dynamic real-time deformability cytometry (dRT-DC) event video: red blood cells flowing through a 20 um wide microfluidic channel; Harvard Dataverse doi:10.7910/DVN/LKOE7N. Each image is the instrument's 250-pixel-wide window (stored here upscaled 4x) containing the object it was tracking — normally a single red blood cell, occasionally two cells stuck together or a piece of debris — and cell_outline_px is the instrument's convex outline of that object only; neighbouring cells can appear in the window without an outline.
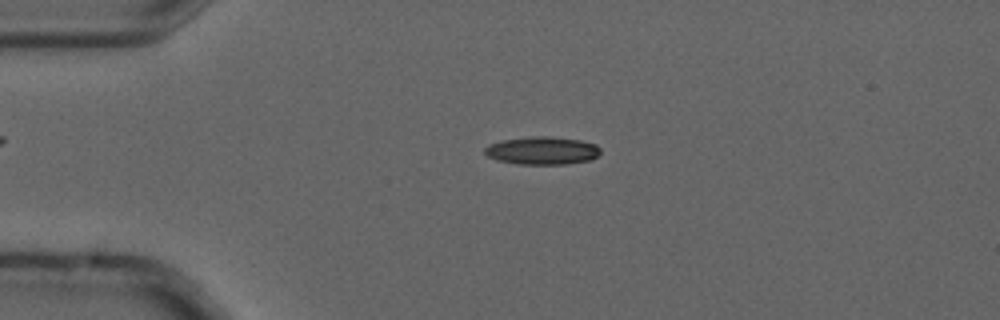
{"species": "common noctule bat (a hibernating species)", "species_latin": "Nyctalus noctula", "temperature_condition": "cold", "stored_images_in_passage": 4, "camera_frame_rate_fps": 3000, "um_per_image_px": 0.085, "animal": {"sex": "male", "forearm_length_mm": 52.5}, "frame": {"image": 1, "passage_image": 3, "time_ms": 0.667, "image_size_px": [1000, 320], "cell_outline_px": [[600, 152], [592, 160], [564, 164], [520, 164], [496, 160], [488, 156], [484, 152], [484, 148], [488, 144], [500, 140], [532, 136], [548, 136], [580, 140], [596, 144], [600, 148]], "centroid_in_image_um": [46.07, 12.79], "position_along_channel_um": 38.9, "area_um2": 18.9}}